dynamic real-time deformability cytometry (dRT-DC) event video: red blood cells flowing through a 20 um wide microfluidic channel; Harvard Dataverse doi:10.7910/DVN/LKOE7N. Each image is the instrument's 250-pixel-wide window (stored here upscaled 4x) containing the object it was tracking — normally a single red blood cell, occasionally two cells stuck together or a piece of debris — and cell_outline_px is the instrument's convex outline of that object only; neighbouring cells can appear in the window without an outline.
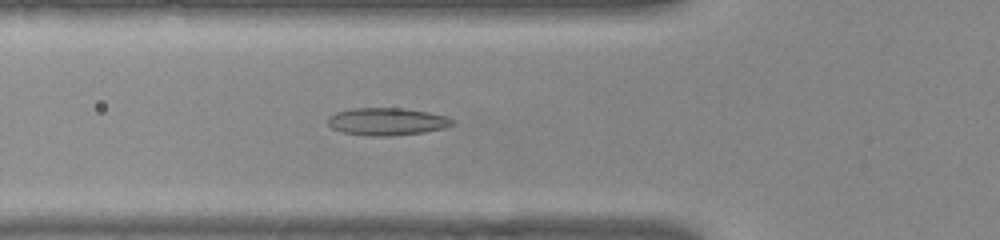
{"species": "common noctule bat (a hibernating species)", "species_latin": "Nyctalus noctula", "temperature_condition": "warm", "stored_images_in_passage": 44, "camera_frame_rate_fps": 3000, "um_per_image_px": 0.085, "animal": {"sex": "female", "body_mass_g": 22.0, "forearm_length_mm": 56.7}, "frame": {"image": 1, "passage_image": 10, "time_ms": 3.0, "image_size_px": [1000, 240], "cell_outline_px": [[452, 124], [444, 128], [424, 132], [392, 136], [368, 136], [340, 132], [332, 128], [328, 124], [328, 116], [336, 112], [352, 108], [404, 108], [428, 112], [448, 116], [452, 120]], "centroid_in_image_um": [32.85, 10.33], "position_along_channel_um": 92.9, "area_um2": 20.06}}
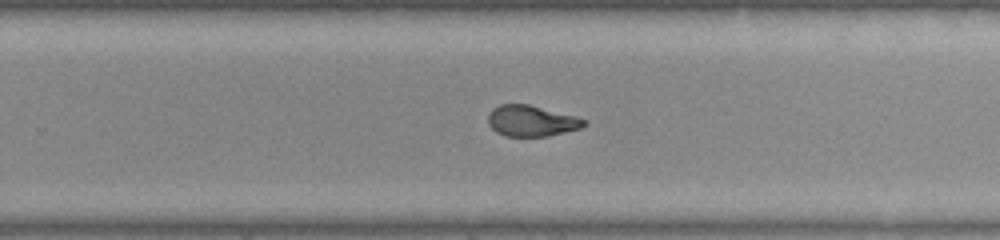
{"frame": {"image": 2, "passage_image": 25, "time_ms": 8.0, "image_size_px": [1000, 240], "cell_outline_px": [[588, 124], [580, 128], [548, 136], [504, 136], [496, 132], [488, 124], [488, 116], [492, 108], [500, 104], [528, 104], [572, 116], [584, 120]], "centroid_in_image_um": [45.11, 10.28], "position_along_channel_um": 284.7, "area_um2": 17.05}}
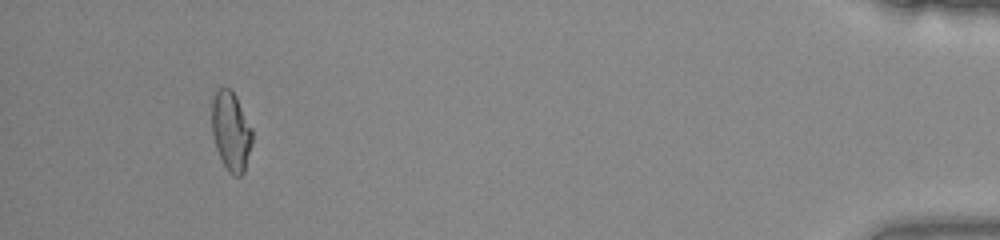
{"frame": {"image": 3, "passage_image": 41, "time_ms": 13.333, "image_size_px": [1000, 240], "cell_outline_px": [[252, 144], [244, 172], [240, 176], [232, 176], [228, 172], [216, 148], [212, 132], [212, 100], [216, 92], [220, 88], [228, 88], [236, 96], [252, 128]], "centroid_in_image_um": [19.64, 11.18], "position_along_channel_um": 415.6, "area_um2": 18.55}, "authors_computed_cell_mechanics": {"area_um2": 18.4093, "velocity_mm_per_s": 3.8349, "shape_relaxation_time_tau1_ms": null, "shape_relaxation_time_tau2_ms": 1.5537, "deformation_change_tau1": null, "deformation_change_tau2": 0.0697}}